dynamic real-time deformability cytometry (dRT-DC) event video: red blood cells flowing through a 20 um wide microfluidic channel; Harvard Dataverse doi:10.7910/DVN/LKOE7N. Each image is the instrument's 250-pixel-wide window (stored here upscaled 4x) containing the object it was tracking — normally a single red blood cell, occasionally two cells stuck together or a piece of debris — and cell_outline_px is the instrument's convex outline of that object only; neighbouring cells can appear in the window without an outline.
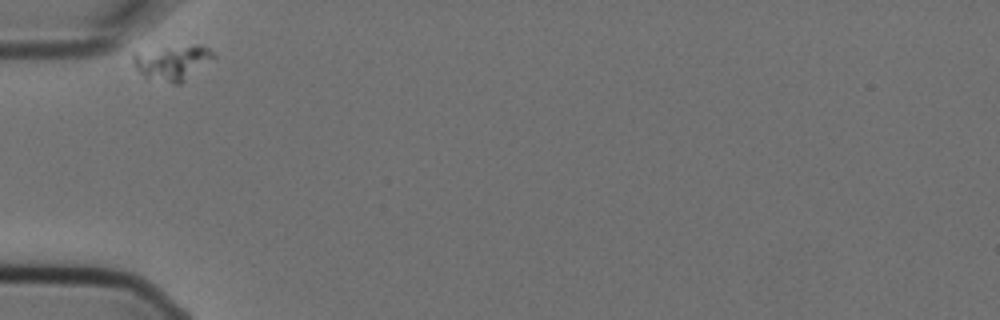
{"species": "Egyptian fruit bat (a non-hibernating species)", "species_latin": "Rousettus aegyptiacus", "temperature_condition": "cold", "stored_images_in_passage": 3, "camera_frame_rate_fps": 3000, "um_per_image_px": 0.085, "animal": {"sex": "female"}, "frame": {"image": 1, "passage_image": 1, "time_ms": 0.0, "image_size_px": [1000, 320], "cell_outline_px": [[216, 56], [180, 84], [172, 84], [144, 80], [132, 64], [132, 52], [196, 44], [200, 44], [208, 48]], "centroid_in_image_um": [14.56, 5.35], "position_along_channel_um": 70.4, "area_um2": 16.76}}
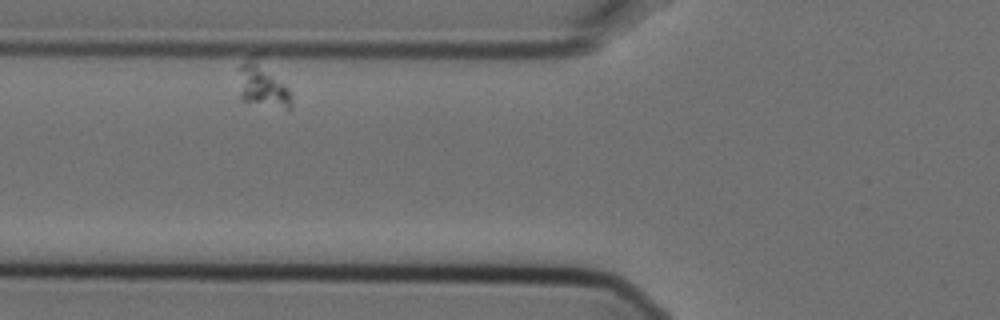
{"frame": {"image": 2, "passage_image": 2, "time_ms": 0.333, "image_size_px": [1000, 320], "cell_outline_px": [[292, 108], [288, 108], [240, 100], [240, 64], [252, 52], [260, 52], [288, 88], [292, 96]], "centroid_in_image_um": [22.32, 7.07], "position_along_channel_um": 103.5, "area_um2": 14.33}}